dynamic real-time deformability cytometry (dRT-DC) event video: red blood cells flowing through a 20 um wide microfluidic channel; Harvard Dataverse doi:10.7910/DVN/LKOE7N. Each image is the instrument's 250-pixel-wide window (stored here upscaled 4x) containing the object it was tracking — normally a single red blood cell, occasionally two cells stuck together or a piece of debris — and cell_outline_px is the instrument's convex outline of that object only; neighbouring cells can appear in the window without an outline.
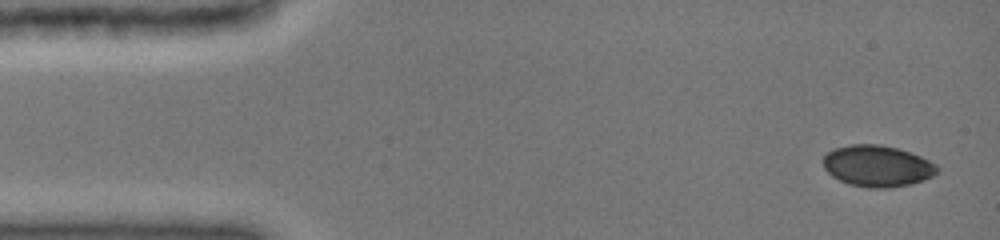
{"species": "common noctule bat (a hibernating species)", "species_latin": "Nyctalus noctula", "temperature_condition": "cold", "stored_images_in_passage": 8, "camera_frame_rate_fps": 3000, "um_per_image_px": 0.085, "animal": {"sex": "female", "body_mass_g": 19.0, "forearm_length_mm": 51.5}, "frame": {"image": 1, "passage_image": 1, "time_ms": 0.0, "image_size_px": [1000, 240], "cell_outline_px": [[940, 168], [932, 176], [924, 180], [912, 184], [884, 188], [868, 188], [848, 184], [832, 176], [824, 168], [824, 156], [832, 148], [848, 144], [880, 144], [896, 148], [920, 156], [936, 164]], "centroid_in_image_um": [74.56, 14.11], "position_along_channel_um": 10.4, "area_um2": 27.51}}
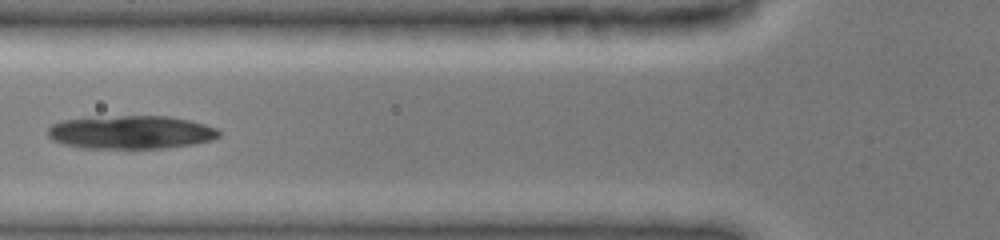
{"frame": {"image": 2, "passage_image": 6, "time_ms": 5.333, "image_size_px": [1000, 240], "cell_outline_px": [[220, 136], [212, 140], [192, 144], [164, 148], [80, 148], [64, 144], [52, 140], [48, 136], [48, 128], [52, 124], [64, 120], [120, 116], [168, 116], [188, 120], [204, 124], [216, 128], [220, 132]], "centroid_in_image_um": [11.13, 11.25], "position_along_channel_um": 114.7, "area_um2": 33.0}}
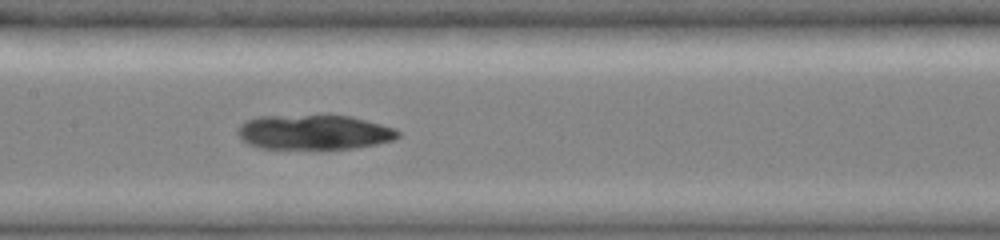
{"frame": {"image": 3, "passage_image": 8, "time_ms": 7.0, "image_size_px": [1000, 240], "cell_outline_px": [[400, 136], [392, 140], [376, 144], [352, 148], [260, 148], [248, 144], [236, 132], [236, 128], [240, 124], [256, 116], [324, 112], [328, 112], [352, 116], [396, 128], [400, 132]], "centroid_in_image_um": [26.69, 11.17], "position_along_channel_um": 180.7, "area_um2": 33.64}}